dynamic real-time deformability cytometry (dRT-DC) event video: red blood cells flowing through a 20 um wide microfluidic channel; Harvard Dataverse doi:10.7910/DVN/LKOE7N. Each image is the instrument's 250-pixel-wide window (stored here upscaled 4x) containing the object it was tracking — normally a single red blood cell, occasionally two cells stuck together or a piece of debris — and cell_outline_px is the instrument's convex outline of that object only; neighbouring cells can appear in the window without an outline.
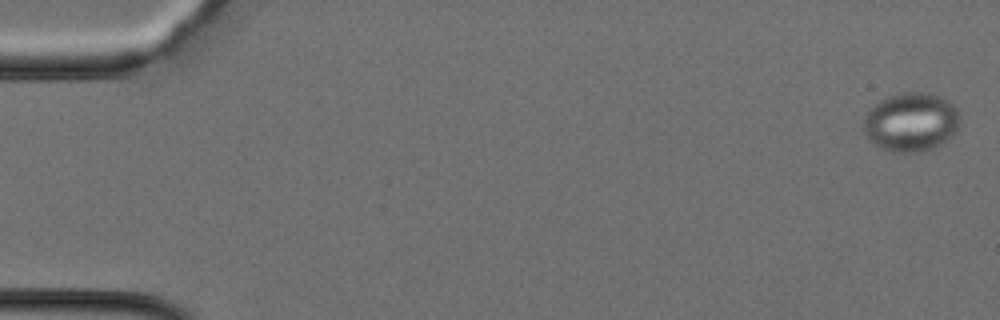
{"species": "Egyptian fruit bat (a non-hibernating species)", "species_latin": "Rousettus aegyptiacus", "temperature_condition": "cold", "stored_images_in_passage": 38, "camera_frame_rate_fps": 3000, "um_per_image_px": 0.085, "animal": {"sex": "female"}, "frame": {"image": 1, "passage_image": 1, "time_ms": 0.0, "image_size_px": [1000, 320], "cell_outline_px": [[960, 124], [940, 144], [932, 148], [920, 152], [892, 152], [880, 148], [868, 140], [864, 128], [864, 120], [868, 108], [872, 104], [888, 96], [904, 92], [932, 92], [944, 96], [960, 112]], "centroid_in_image_um": [77.42, 10.34], "position_along_channel_um": 7.6, "area_um2": 33.35}}
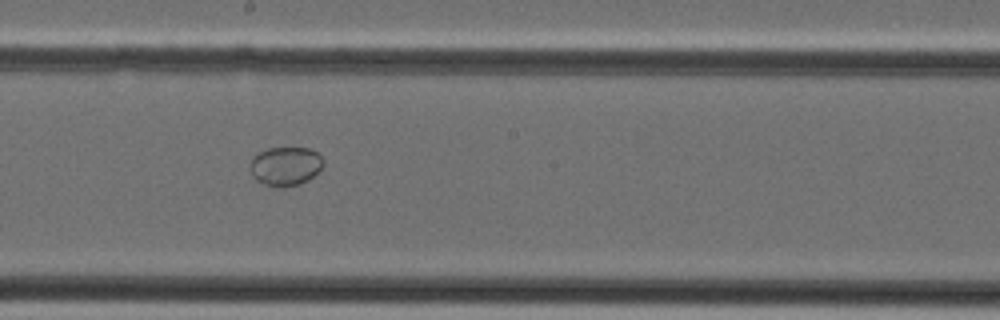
{"frame": {"image": 2, "passage_image": 21, "time_ms": 6.667, "image_size_px": [1000, 320], "cell_outline_px": [[324, 164], [308, 180], [300, 184], [284, 188], [276, 188], [264, 184], [256, 180], [252, 176], [252, 156], [256, 152], [268, 148], [308, 148], [316, 152], [324, 160]], "centroid_in_image_um": [24.25, 14.13], "position_along_channel_um": 224.0, "area_um2": 16.65}}
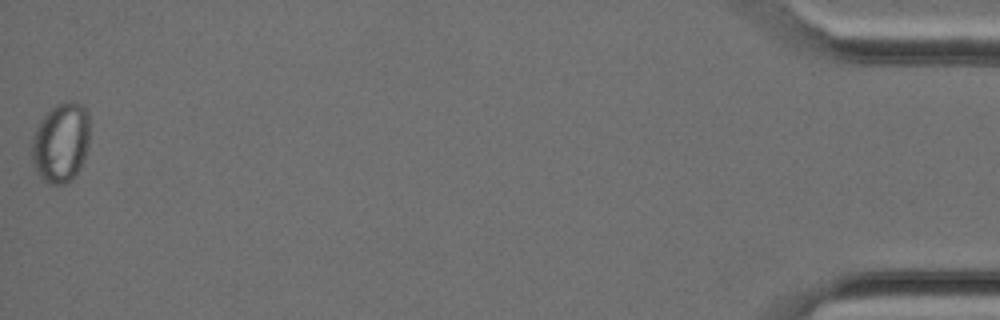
{"frame": {"image": 3, "passage_image": 38, "time_ms": 12.333, "image_size_px": [1000, 320], "cell_outline_px": [[88, 144], [80, 168], [64, 184], [52, 184], [44, 180], [36, 172], [32, 160], [32, 136], [40, 120], [56, 104], [68, 100], [72, 100], [84, 104], [88, 108]], "centroid_in_image_um": [5.17, 12.06], "position_along_channel_um": 430.0, "area_um2": 26.82}}